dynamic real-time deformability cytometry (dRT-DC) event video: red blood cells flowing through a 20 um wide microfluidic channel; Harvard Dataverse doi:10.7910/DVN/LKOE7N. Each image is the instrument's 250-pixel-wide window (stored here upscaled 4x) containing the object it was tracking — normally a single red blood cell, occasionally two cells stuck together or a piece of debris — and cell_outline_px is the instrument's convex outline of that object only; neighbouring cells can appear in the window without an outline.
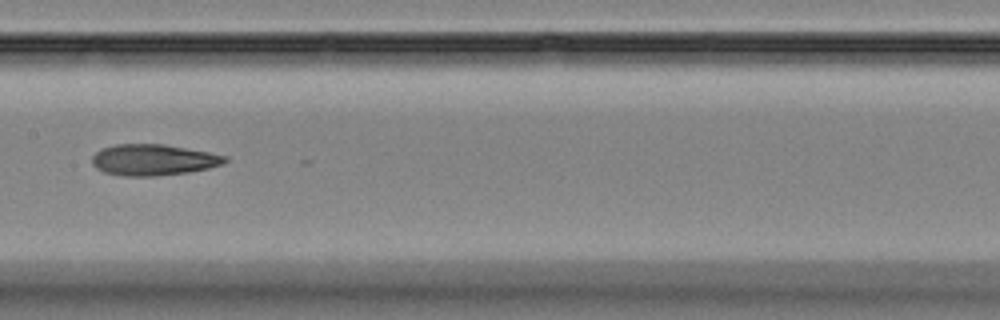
{"species": "Egyptian fruit bat (a non-hibernating species)", "species_latin": "Rousettus aegyptiacus", "temperature_condition": "room temperature", "stored_images_in_passage": 6, "camera_frame_rate_fps": 3000, "um_per_image_px": 0.085, "animal": {"sex": "female"}, "frame": {"image": 1, "passage_image": 6, "time_ms": 6.333, "image_size_px": [1000, 320], "cell_outline_px": [[228, 160], [224, 164], [208, 168], [188, 172], [152, 176], [124, 176], [104, 172], [96, 168], [92, 164], [92, 156], [96, 152], [104, 148], [116, 144], [164, 144], [208, 152], [228, 156]], "centroid_in_image_um": [13.04, 13.59], "position_along_channel_um": 194.4, "area_um2": 24.04}}